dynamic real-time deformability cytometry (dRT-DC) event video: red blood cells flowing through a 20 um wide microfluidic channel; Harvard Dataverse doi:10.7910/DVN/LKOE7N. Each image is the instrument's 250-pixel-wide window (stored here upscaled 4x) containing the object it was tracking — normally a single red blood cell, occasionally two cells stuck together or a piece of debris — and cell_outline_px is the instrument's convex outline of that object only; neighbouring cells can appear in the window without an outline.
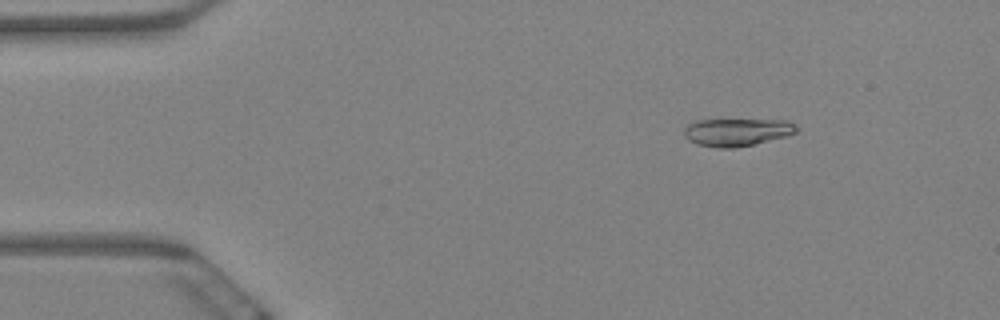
{"species": "Egyptian fruit bat (a non-hibernating species)", "species_latin": "Rousettus aegyptiacus", "temperature_condition": "warm", "stored_images_in_passage": 5, "camera_frame_rate_fps": 3000, "um_per_image_px": 0.085, "animal": {"sex": "female"}, "frame": {"image": 1, "passage_image": 3, "time_ms": 0.667, "image_size_px": [1000, 320], "cell_outline_px": [[796, 132], [788, 136], [736, 148], [716, 148], [696, 144], [688, 140], [684, 136], [684, 128], [688, 124], [696, 120], [784, 120], [792, 124], [796, 128]], "centroid_in_image_um": [62.58, 11.24], "position_along_channel_um": 22.4, "area_um2": 18.09}}